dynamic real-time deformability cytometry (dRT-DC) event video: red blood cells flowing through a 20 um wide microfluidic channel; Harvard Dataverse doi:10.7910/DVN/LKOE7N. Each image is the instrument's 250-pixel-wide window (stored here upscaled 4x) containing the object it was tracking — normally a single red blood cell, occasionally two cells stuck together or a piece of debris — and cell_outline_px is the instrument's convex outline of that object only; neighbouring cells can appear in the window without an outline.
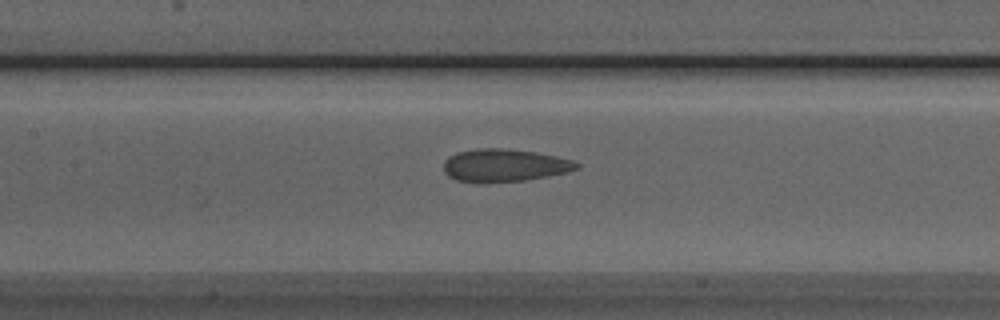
{"species": "Egyptian fruit bat (a non-hibernating species)", "species_latin": "Rousettus aegyptiacus", "temperature_condition": "room temperature", "stored_images_in_passage": 38, "camera_frame_rate_fps": 3000, "um_per_image_px": 0.085, "animal": {"sex": "male"}, "frame": {"image": 1, "passage_image": 10, "time_ms": 3.0, "image_size_px": [1000, 320], "cell_outline_px": [[580, 168], [568, 172], [548, 176], [524, 180], [456, 180], [448, 176], [444, 172], [444, 160], [448, 156], [456, 152], [480, 148], [500, 148], [536, 152], [556, 156], [572, 160], [580, 164]], "centroid_in_image_um": [42.91, 14.01], "position_along_channel_um": 164.5, "area_um2": 24.74}}
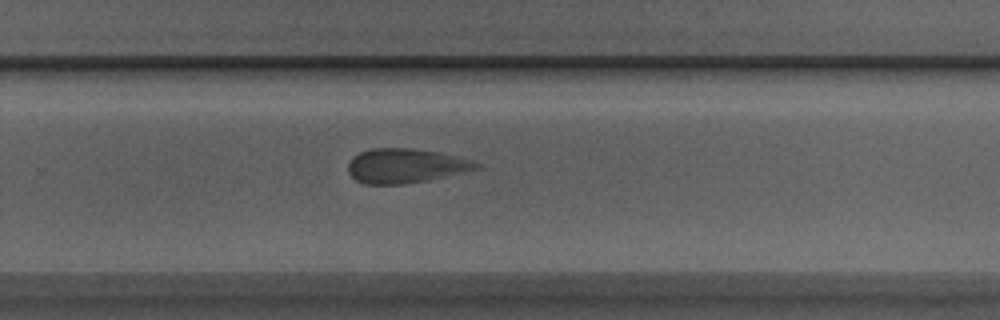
{"frame": {"image": 2, "passage_image": 20, "time_ms": 6.333, "image_size_px": [1000, 320], "cell_outline_px": [[480, 168], [468, 172], [428, 180], [404, 184], [364, 184], [356, 180], [348, 172], [348, 164], [352, 156], [360, 152], [372, 148], [412, 148], [440, 152], [472, 160], [480, 164]], "centroid_in_image_um": [34.49, 14.09], "position_along_channel_um": 295.3, "area_um2": 25.95}}
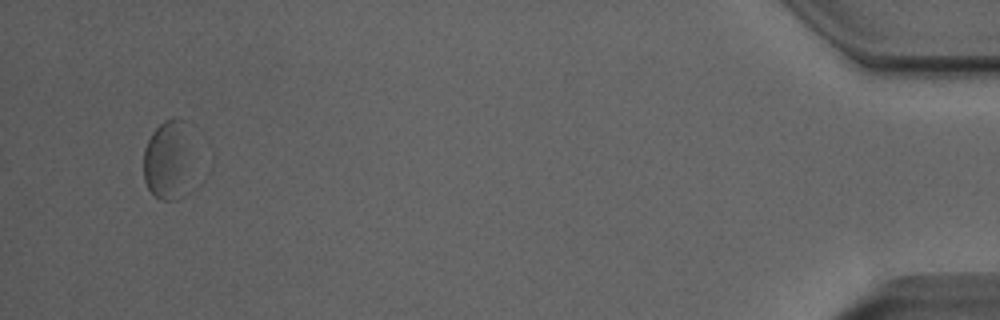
{"frame": {"image": 3, "passage_image": 36, "time_ms": 11.667, "image_size_px": [1000, 320], "cell_outline_px": [[184, 196], [176, 200], [160, 200], [148, 188], [144, 180], [144, 148], [152, 132], [164, 120], [184, 120]], "centroid_in_image_um": [14.09, 13.66], "position_along_channel_um": 421.1, "area_um2": 20.35}, "authors_computed_cell_mechanics": {"area_um2": 25.8655, "velocity_mm_per_s": 3.9439, "shape_relaxation_time_tau1_ms": null, "shape_relaxation_time_tau2_ms": 1.9318, "deformation_change_tau1": null, "deformation_change_tau2": 0.0965}}